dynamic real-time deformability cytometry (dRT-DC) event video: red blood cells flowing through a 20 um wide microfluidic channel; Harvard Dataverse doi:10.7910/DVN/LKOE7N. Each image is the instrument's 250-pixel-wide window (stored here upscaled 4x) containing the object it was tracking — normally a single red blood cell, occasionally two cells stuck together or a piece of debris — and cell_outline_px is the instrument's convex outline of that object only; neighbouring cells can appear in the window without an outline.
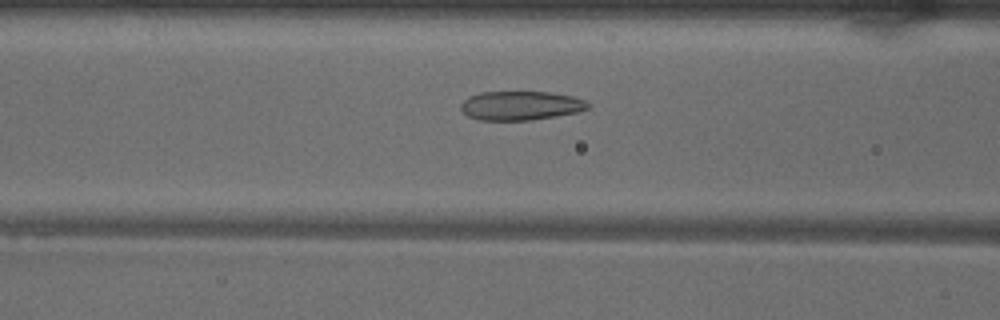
{"species": "common noctule bat (a hibernating species)", "species_latin": "Nyctalus noctula", "temperature_condition": "warm", "stored_images_in_passage": 49, "camera_frame_rate_fps": 3000, "um_per_image_px": 0.085, "animal": {"sex": "male", "body_mass_g": 18.8}, "frame": {"image": 1, "passage_image": 19, "time_ms": 6.0, "image_size_px": [1000, 320], "cell_outline_px": [[588, 108], [580, 112], [532, 120], [480, 120], [468, 116], [460, 108], [460, 104], [468, 96], [480, 92], [548, 92], [572, 96], [584, 100], [588, 104]], "centroid_in_image_um": [44.24, 8.98], "position_along_channel_um": 122.4, "area_um2": 21.5}}
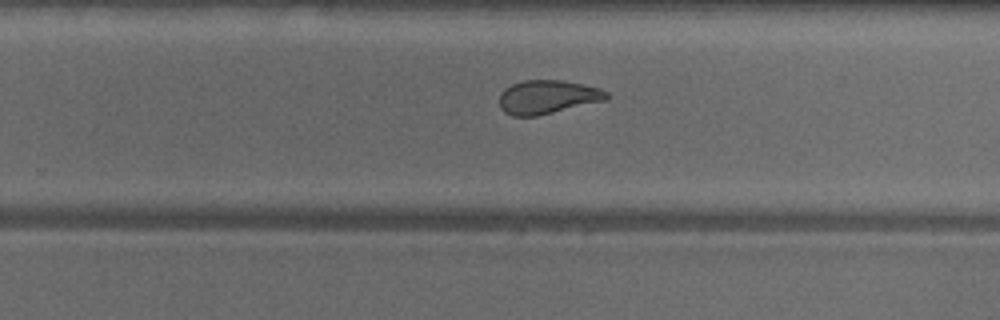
{"frame": {"image": 2, "passage_image": 31, "time_ms": 10.0, "image_size_px": [1000, 320], "cell_outline_px": [[608, 100], [536, 116], [512, 116], [504, 112], [500, 108], [500, 92], [504, 88], [512, 84], [524, 80], [564, 80], [584, 84], [600, 88], [608, 92]], "centroid_in_image_um": [46.55, 8.24], "position_along_channel_um": 283.3, "area_um2": 21.27}}
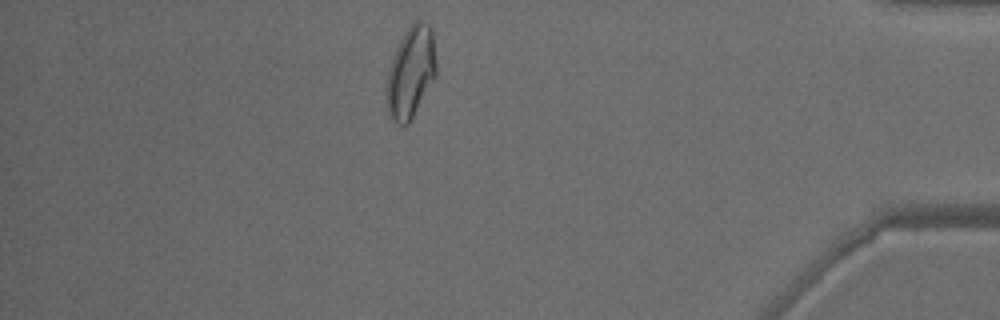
{"frame": {"image": 3, "passage_image": 43, "time_ms": 14.0, "image_size_px": [1000, 320], "cell_outline_px": [[436, 76], [408, 124], [400, 124], [388, 116], [388, 68], [392, 56], [404, 32], [416, 20], [420, 20], [428, 24], [432, 32], [436, 64]], "centroid_in_image_um": [34.93, 6.11], "position_along_channel_um": 400.3, "area_um2": 25.89}, "authors_computed_cell_mechanics": {"area_um2": 23.8136, "velocity_mm_per_s": 4.025, "shape_relaxation_time_tau1_ms": 6.9529, "shape_relaxation_time_tau2_ms": 1.2234, "deformation_change_tau1": 0.1904, "deformation_change_tau2": 0.0763}}